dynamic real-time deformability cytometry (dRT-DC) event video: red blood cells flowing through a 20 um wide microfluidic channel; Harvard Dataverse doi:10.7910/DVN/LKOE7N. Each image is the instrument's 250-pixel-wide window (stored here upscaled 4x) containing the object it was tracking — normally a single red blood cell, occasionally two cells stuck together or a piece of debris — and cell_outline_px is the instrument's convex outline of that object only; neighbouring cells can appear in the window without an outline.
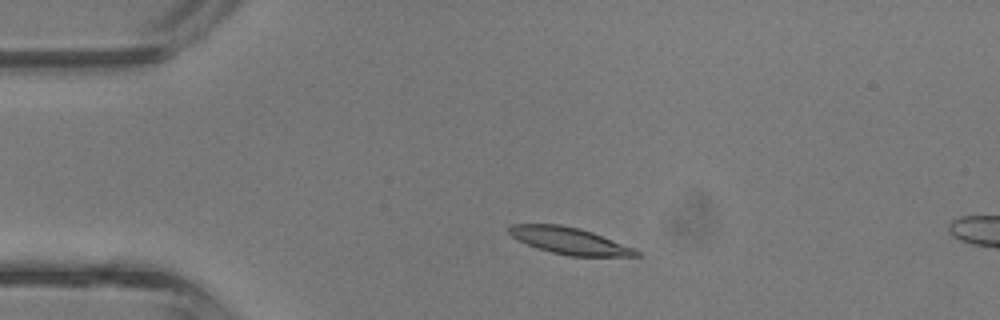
{"species": "common noctule bat (a hibernating species)", "species_latin": "Nyctalus noctula", "temperature_condition": "room temperature", "stored_images_in_passage": 9, "camera_frame_rate_fps": 3000, "um_per_image_px": 0.085, "animal": {"sex": "male", "body_mass_g": 13.3}, "frame": {"image": 1, "passage_image": 6, "time_ms": 1.667, "image_size_px": [1000, 320], "cell_outline_px": [[640, 256], [568, 256], [552, 252], [528, 244], [512, 236], [508, 232], [508, 228], [512, 224], [560, 224], [580, 228], [592, 232], [632, 248], [640, 252]], "centroid_in_image_um": [48.39, 20.46], "position_along_channel_um": 36.6, "area_um2": 19.42}}